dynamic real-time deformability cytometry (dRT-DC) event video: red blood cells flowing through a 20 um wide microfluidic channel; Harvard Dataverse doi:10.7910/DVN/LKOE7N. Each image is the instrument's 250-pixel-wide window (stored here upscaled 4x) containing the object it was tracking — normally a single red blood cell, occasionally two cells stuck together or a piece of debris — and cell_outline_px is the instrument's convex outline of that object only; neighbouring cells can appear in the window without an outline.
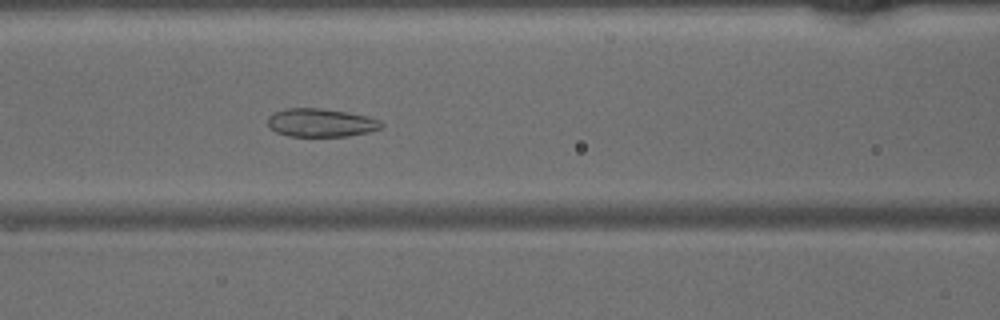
{"species": "common noctule bat (a hibernating species)", "species_latin": "Nyctalus noctula", "temperature_condition": "warm", "stored_images_in_passage": 47, "camera_frame_rate_fps": 3000, "um_per_image_px": 0.085, "animal": {"sex": "male", "body_mass_g": 15.6}, "frame": {"image": 1, "passage_image": 20, "time_ms": 6.333, "image_size_px": [1000, 320], "cell_outline_px": [[384, 124], [380, 128], [368, 132], [348, 136], [288, 136], [276, 132], [268, 128], [268, 116], [284, 108], [320, 108], [348, 112], [368, 116], [380, 120]], "centroid_in_image_um": [27.26, 10.43], "position_along_channel_um": 139.3, "area_um2": 18.84}}
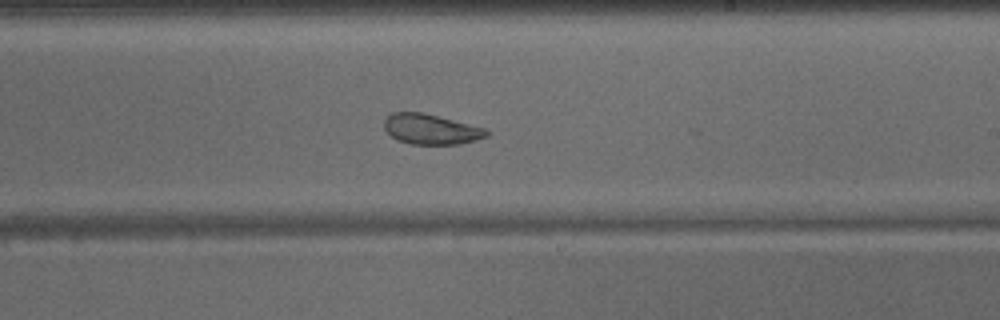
{"frame": {"image": 2, "passage_image": 28, "time_ms": 9.0, "image_size_px": [1000, 320], "cell_outline_px": [[488, 136], [476, 140], [460, 144], [412, 144], [400, 140], [392, 136], [384, 128], [384, 120], [392, 112], [420, 112], [488, 128]], "centroid_in_image_um": [36.67, 10.98], "position_along_channel_um": 252.3, "area_um2": 17.92}}
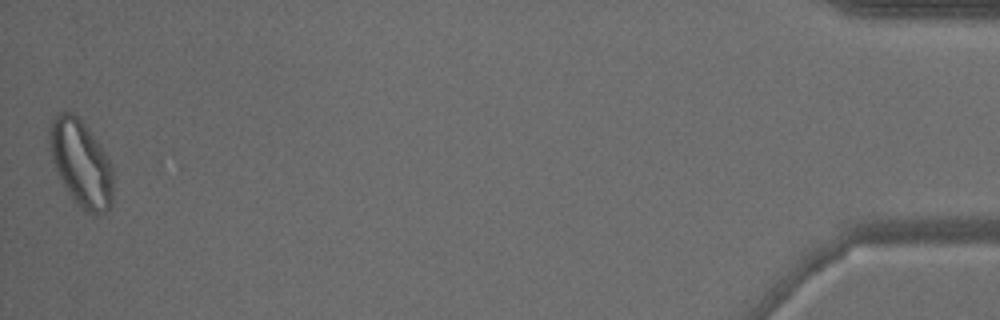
{"frame": {"image": 3, "passage_image": 47, "time_ms": 15.333, "image_size_px": [1000, 320], "cell_outline_px": [[112, 204], [104, 212], [92, 216], [72, 200], [52, 160], [48, 136], [48, 128], [52, 120], [60, 112], [72, 112], [84, 124], [96, 140], [112, 164]], "centroid_in_image_um": [6.88, 13.89], "position_along_channel_um": 428.3, "area_um2": 31.67}}